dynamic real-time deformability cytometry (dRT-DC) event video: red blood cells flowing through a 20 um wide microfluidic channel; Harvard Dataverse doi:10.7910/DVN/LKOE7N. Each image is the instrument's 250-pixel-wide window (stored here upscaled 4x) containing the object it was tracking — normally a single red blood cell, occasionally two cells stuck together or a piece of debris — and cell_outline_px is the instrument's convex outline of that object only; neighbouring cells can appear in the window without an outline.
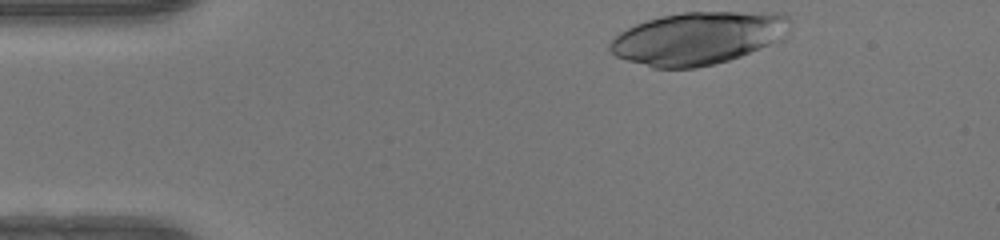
{"species": "human", "species_latin": "Homo sapiens", "temperature_condition": "warm", "stored_images_in_passage": 34, "camera_frame_rate_fps": 3000, "um_per_image_px": 0.085, "donor": {"sex": "female"}, "frame": {"image": 1, "passage_image": 1, "time_ms": 0.0, "image_size_px": [1000, 240], "cell_outline_px": [[792, 20], [784, 40], [740, 56], [728, 60], [696, 68], [652, 68], [616, 56], [608, 48], [608, 44], [620, 32], [636, 24], [660, 16], [684, 12], [784, 12]], "centroid_in_image_um": [59.4, 3.23], "position_along_channel_um": 25.6, "area_um2": 55.55}}